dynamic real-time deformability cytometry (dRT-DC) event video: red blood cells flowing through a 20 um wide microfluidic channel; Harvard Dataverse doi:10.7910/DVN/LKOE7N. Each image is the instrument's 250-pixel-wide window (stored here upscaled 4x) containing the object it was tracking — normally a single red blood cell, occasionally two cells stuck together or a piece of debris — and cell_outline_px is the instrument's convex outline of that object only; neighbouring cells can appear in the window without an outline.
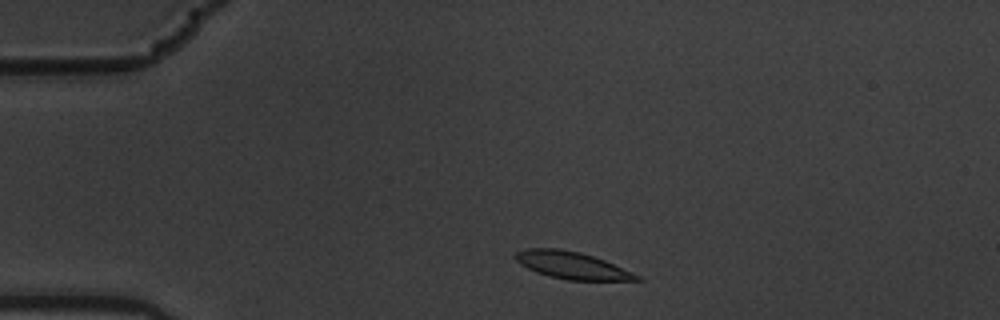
{"species": "common noctule bat (a hibernating species)", "species_latin": "Nyctalus noctula", "temperature_condition": "warm", "stored_images_in_passage": 7, "camera_frame_rate_fps": 3000, "um_per_image_px": 0.085, "animal": {"sex": "male", "body_mass_g": 19.5, "forearm_length_mm": 54.6}, "frame": {"image": 1, "passage_image": 1, "time_ms": 0.0, "image_size_px": [1000, 320], "cell_outline_px": [[644, 280], [568, 280], [548, 276], [536, 272], [520, 264], [512, 256], [516, 252], [528, 248], [560, 248], [580, 252], [604, 260], [632, 272], [640, 276]], "centroid_in_image_um": [48.57, 22.54], "position_along_channel_um": 36.4, "area_um2": 19.13}}
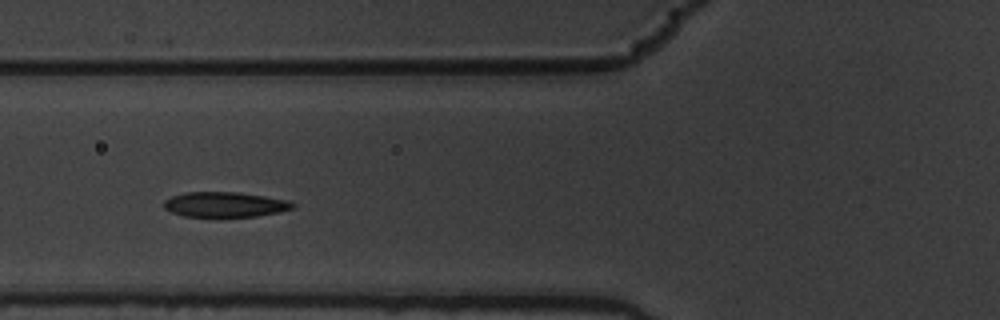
{"frame": {"image": 2, "passage_image": 4, "time_ms": 1.0, "image_size_px": [1000, 320], "cell_outline_px": [[296, 204], [292, 208], [276, 212], [256, 216], [184, 216], [172, 212], [164, 208], [164, 200], [172, 196], [184, 192], [236, 192], [264, 196], [288, 200]], "centroid_in_image_um": [19.09, 17.37], "position_along_channel_um": 106.7, "area_um2": 18.55}}
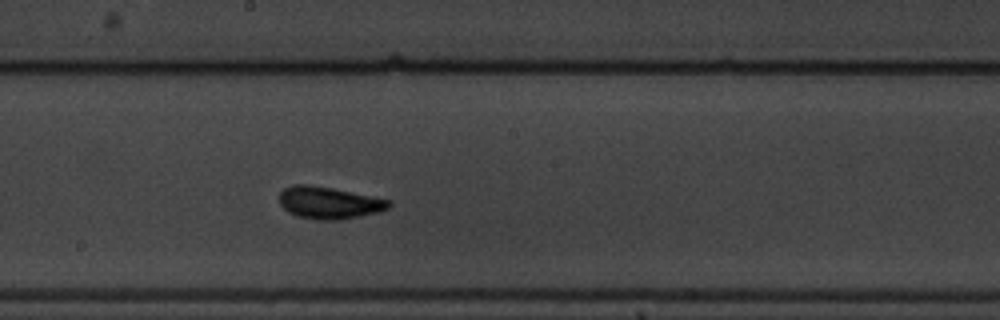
{"frame": {"image": 3, "passage_image": 7, "time_ms": 2.0, "image_size_px": [1000, 320], "cell_outline_px": [[392, 204], [388, 208], [380, 212], [360, 216], [336, 220], [320, 220], [296, 216], [288, 212], [280, 204], [280, 192], [284, 188], [292, 184], [308, 184], [332, 188], [392, 200]], "centroid_in_image_um": [27.97, 17.23], "position_along_channel_um": 220.2, "area_um2": 20.58}}